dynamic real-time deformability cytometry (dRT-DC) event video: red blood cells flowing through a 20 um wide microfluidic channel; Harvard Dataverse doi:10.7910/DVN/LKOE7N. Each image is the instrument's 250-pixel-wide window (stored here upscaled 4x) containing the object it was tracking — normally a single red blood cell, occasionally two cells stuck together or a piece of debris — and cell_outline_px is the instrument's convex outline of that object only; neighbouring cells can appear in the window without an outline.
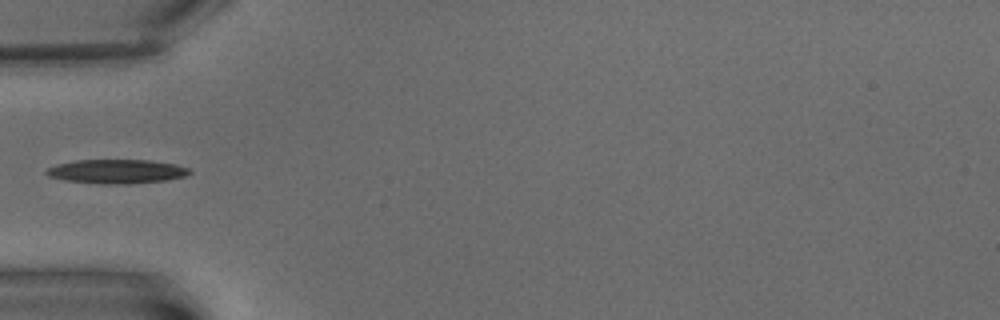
{"species": "common noctule bat (a hibernating species)", "species_latin": "Nyctalus noctula", "temperature_condition": "warm", "stored_images_in_passage": 5, "camera_frame_rate_fps": 3000, "um_per_image_px": 0.085, "animal": {"sex": "male", "body_mass_g": 15.6}, "frame": {"image": 1, "passage_image": 2, "time_ms": 2.0, "image_size_px": [1000, 320], "cell_outline_px": [[192, 172], [184, 176], [164, 180], [128, 184], [104, 184], [64, 180], [48, 176], [44, 172], [48, 168], [56, 164], [76, 160], [148, 160], [172, 164], [188, 168]], "centroid_in_image_um": [9.86, 14.57], "position_along_channel_um": 75.1, "area_um2": 19.88}}
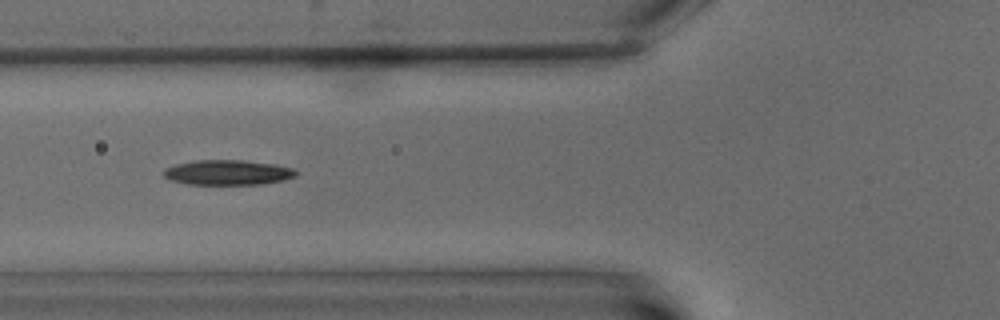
{"frame": {"image": 2, "passage_image": 3, "time_ms": 3.0, "image_size_px": [1000, 320], "cell_outline_px": [[296, 176], [284, 180], [260, 184], [188, 184], [168, 180], [164, 176], [164, 168], [176, 164], [196, 160], [240, 160], [276, 164], [292, 168], [296, 172]], "centroid_in_image_um": [19.33, 14.66], "position_along_channel_um": 106.5, "area_um2": 19.25}}